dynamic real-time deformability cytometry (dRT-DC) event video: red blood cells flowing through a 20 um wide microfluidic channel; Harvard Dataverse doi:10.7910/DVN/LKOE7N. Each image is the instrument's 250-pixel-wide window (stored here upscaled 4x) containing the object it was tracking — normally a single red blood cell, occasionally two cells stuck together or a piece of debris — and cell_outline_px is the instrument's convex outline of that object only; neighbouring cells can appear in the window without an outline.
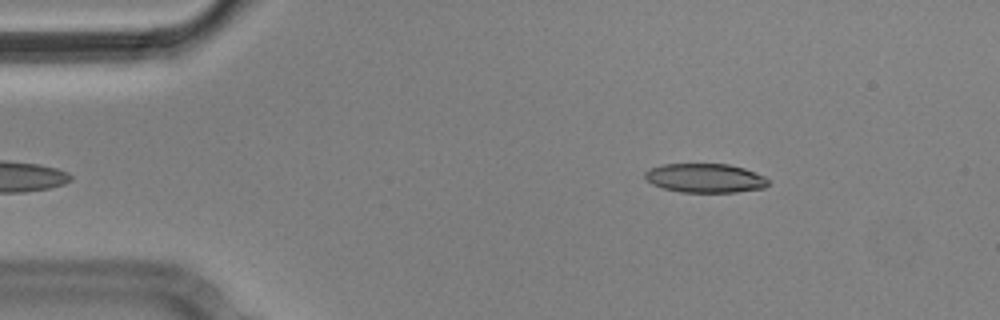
{"species": "Egyptian fruit bat (a non-hibernating species)", "species_latin": "Rousettus aegyptiacus", "temperature_condition": "cold", "stored_images_in_passage": 3, "camera_frame_rate_fps": 3000, "um_per_image_px": 0.085, "animal": {"sex": "male"}, "frame": {"image": 1, "passage_image": 1, "time_ms": 0.0, "image_size_px": [1000, 320], "cell_outline_px": [[768, 184], [764, 188], [736, 192], [680, 192], [664, 188], [652, 184], [644, 176], [644, 172], [648, 168], [664, 164], [728, 164], [744, 168], [764, 176], [768, 180]], "centroid_in_image_um": [59.92, 15.13], "position_along_channel_um": 25.1, "area_um2": 20.87}}